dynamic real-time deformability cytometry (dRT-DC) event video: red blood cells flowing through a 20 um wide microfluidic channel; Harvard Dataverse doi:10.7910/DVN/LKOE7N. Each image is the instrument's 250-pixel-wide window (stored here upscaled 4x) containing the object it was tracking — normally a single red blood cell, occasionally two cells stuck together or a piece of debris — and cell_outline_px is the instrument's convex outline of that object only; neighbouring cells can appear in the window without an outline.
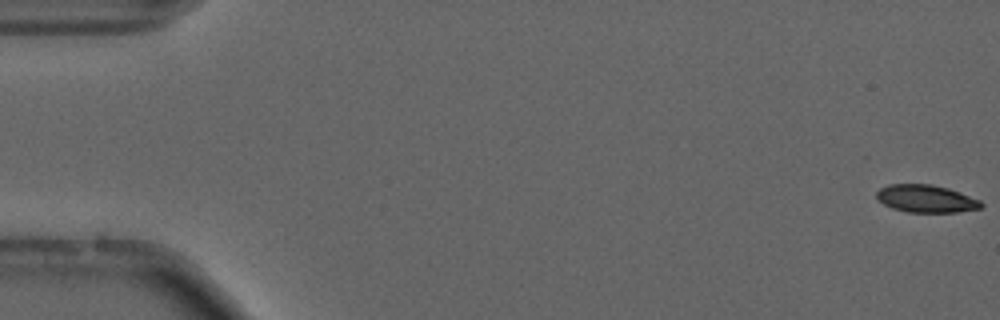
{"species": "common noctule bat (a hibernating species)", "species_latin": "Nyctalus noctula", "temperature_condition": "cold", "stored_images_in_passage": 55, "camera_frame_rate_fps": 3000, "um_per_image_px": 0.085, "animal": {"sex": "male", "forearm_length_mm": 52.5}, "frame": {"image": 1, "passage_image": 1, "time_ms": 0.0, "image_size_px": [1000, 320], "cell_outline_px": [[984, 204], [980, 208], [956, 212], [908, 212], [892, 208], [884, 204], [876, 196], [876, 192], [880, 188], [888, 184], [932, 184], [948, 188], [960, 192], [980, 200]], "centroid_in_image_um": [78.72, 16.88], "position_along_channel_um": 6.3, "area_um2": 16.76}}
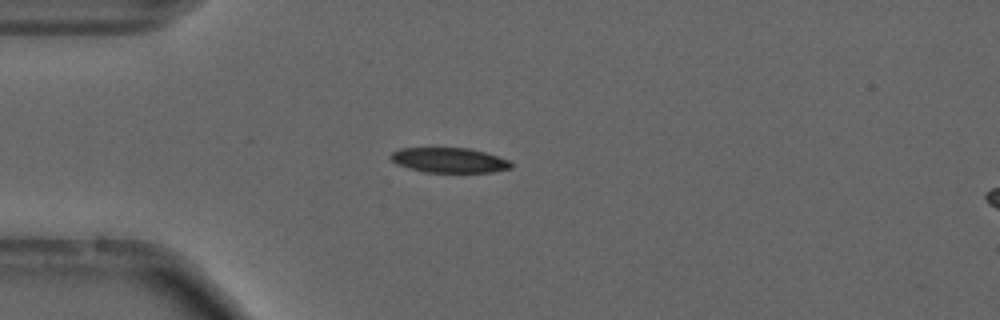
{"frame": {"image": 2, "passage_image": 15, "time_ms": 4.667, "image_size_px": [1000, 320], "cell_outline_px": [[512, 168], [492, 172], [424, 172], [396, 164], [388, 156], [392, 152], [400, 148], [468, 148], [484, 152], [508, 160], [512, 164]], "centroid_in_image_um": [38.15, 13.62], "position_along_channel_um": 46.8, "area_um2": 17.4}, "authors_computed_cell_mechanics": {"area_um2": 17.6868, "velocity_mm_per_s": 3.7118, "shape_relaxation_time_tau1_ms": 3.6116, "shape_relaxation_time_tau2_ms": null, "deformation_change_tau1": 0.1202, "deformation_change_tau2": null}}